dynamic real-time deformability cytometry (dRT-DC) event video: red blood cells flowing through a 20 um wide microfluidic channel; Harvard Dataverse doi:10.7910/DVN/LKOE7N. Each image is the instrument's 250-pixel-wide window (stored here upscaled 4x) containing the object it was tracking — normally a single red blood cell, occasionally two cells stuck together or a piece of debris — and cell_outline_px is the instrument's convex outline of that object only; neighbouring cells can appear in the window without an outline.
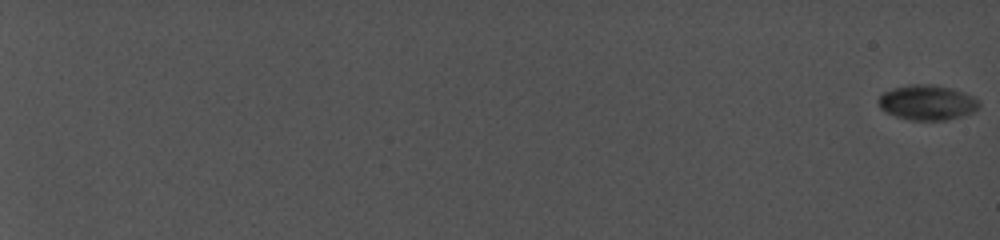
{"species": "common noctule bat (a hibernating species)", "species_latin": "Nyctalus noctula", "temperature_condition": "cold", "stored_images_in_passage": 7, "camera_frame_rate_fps": 5000, "um_per_image_px": 0.085, "animal": {"sex": "female", "body_mass_g": 19.0, "forearm_length_mm": 56.7}, "frame": {"image": 1, "passage_image": 1, "time_ms": 0.0, "image_size_px": [1000, 240], "cell_outline_px": [[980, 104], [972, 112], [944, 120], [908, 120], [884, 112], [880, 108], [876, 100], [884, 92], [892, 88], [912, 84], [928, 84], [952, 88], [964, 92], [980, 100]], "centroid_in_image_um": [78.76, 8.71], "position_along_channel_um": 6.2, "area_um2": 20.52}}